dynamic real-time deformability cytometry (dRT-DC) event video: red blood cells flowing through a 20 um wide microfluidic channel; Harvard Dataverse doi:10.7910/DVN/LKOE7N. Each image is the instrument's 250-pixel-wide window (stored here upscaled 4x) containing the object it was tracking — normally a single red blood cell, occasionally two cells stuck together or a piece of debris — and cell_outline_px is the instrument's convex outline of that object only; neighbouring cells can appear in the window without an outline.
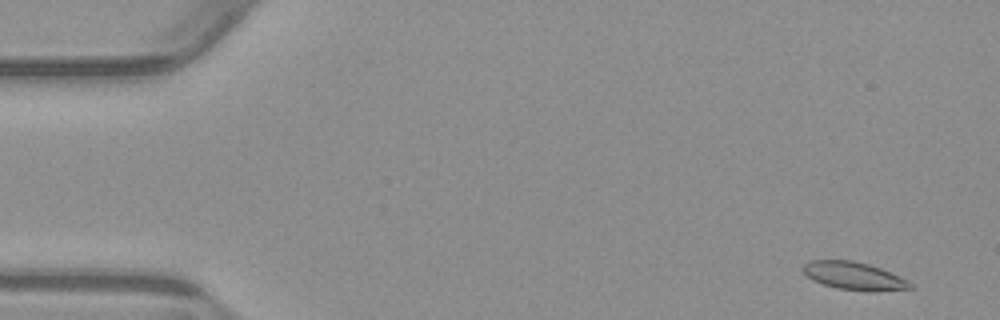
{"species": "common noctule bat (a hibernating species)", "species_latin": "Nyctalus noctula", "temperature_condition": "warm", "stored_images_in_passage": 53, "camera_frame_rate_fps": 3000, "um_per_image_px": 0.085, "animal": {"sex": "male", "body_mass_g": 23.1, "forearm_length_mm": 52.7}, "frame": {"image": 1, "passage_image": 2, "time_ms": 0.333, "image_size_px": [1000, 320], "cell_outline_px": [[912, 288], [872, 292], [836, 288], [812, 280], [800, 268], [808, 260], [852, 260], [868, 264], [880, 268], [900, 276], [912, 284]], "centroid_in_image_um": [72.56, 23.45], "position_along_channel_um": 12.4, "area_um2": 17.4}}
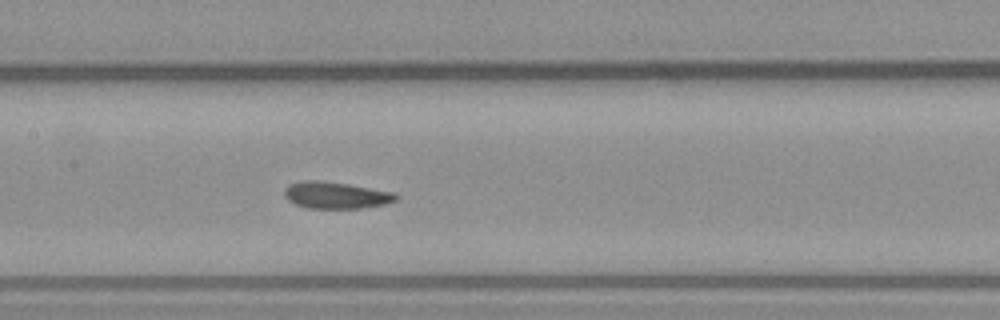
{"frame": {"image": 2, "passage_image": 25, "time_ms": 8.0, "image_size_px": [1000, 320], "cell_outline_px": [[400, 196], [396, 200], [384, 204], [360, 208], [308, 208], [296, 204], [288, 200], [284, 196], [284, 188], [288, 184], [300, 180], [320, 180], [348, 184], [392, 192]], "centroid_in_image_um": [28.5, 16.58], "position_along_channel_um": 178.9, "area_um2": 17.4}}
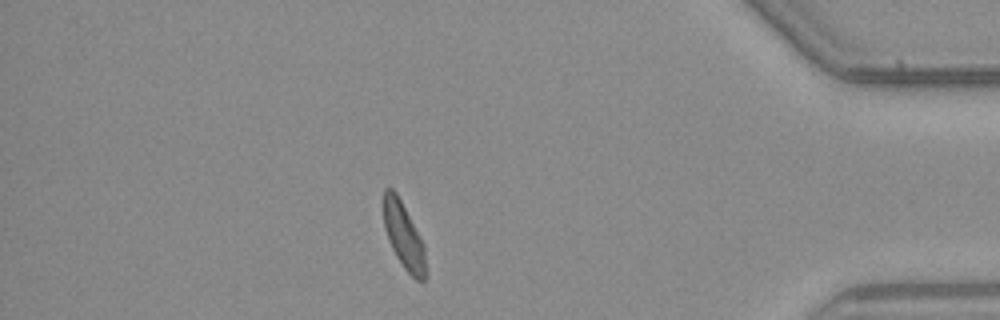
{"frame": {"image": 3, "passage_image": 46, "time_ms": 15.0, "image_size_px": [1000, 320], "cell_outline_px": [[428, 276], [424, 280], [416, 280], [404, 268], [396, 256], [388, 240], [384, 228], [380, 200], [384, 188], [392, 188], [396, 192], [420, 236], [424, 244]], "centroid_in_image_um": [34.28, 20.0], "position_along_channel_um": 400.9, "area_um2": 16.88}, "authors_computed_cell_mechanics": {"area_um2": 17.3978, "velocity_mm_per_s": 3.7983, "shape_relaxation_time_tau1_ms": 3.328, "shape_relaxation_time_tau2_ms": 2.2599, "deformation_change_tau1": 0.0991, "deformation_change_tau2": 0.0834}}